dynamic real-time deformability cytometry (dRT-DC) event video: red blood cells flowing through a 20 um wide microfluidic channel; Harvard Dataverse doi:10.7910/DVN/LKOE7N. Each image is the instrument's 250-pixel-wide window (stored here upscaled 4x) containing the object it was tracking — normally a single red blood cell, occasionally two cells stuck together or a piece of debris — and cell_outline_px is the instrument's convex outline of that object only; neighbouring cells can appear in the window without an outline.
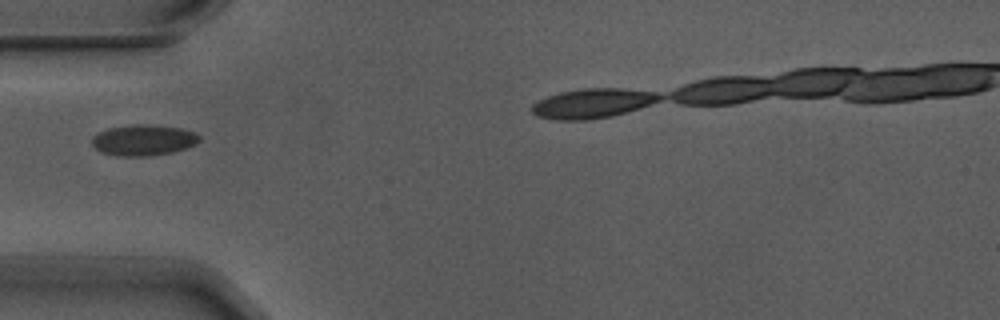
{"species": "Egyptian fruit bat (a non-hibernating species)", "species_latin": "Rousettus aegyptiacus", "temperature_condition": "warm", "stored_images_in_passage": 2, "camera_frame_rate_fps": 3000, "um_per_image_px": 0.085, "animal": {"sex": "male"}, "frame": {"image": 1, "passage_image": 1, "time_ms": 0.0, "image_size_px": [1000, 320], "cell_outline_px": [[200, 140], [196, 144], [172, 152], [148, 156], [120, 156], [100, 152], [92, 144], [92, 136], [108, 128], [136, 124], [144, 124], [180, 128], [196, 132], [200, 136]], "centroid_in_image_um": [12.19, 11.91], "position_along_channel_um": 72.8, "area_um2": 19.25}}